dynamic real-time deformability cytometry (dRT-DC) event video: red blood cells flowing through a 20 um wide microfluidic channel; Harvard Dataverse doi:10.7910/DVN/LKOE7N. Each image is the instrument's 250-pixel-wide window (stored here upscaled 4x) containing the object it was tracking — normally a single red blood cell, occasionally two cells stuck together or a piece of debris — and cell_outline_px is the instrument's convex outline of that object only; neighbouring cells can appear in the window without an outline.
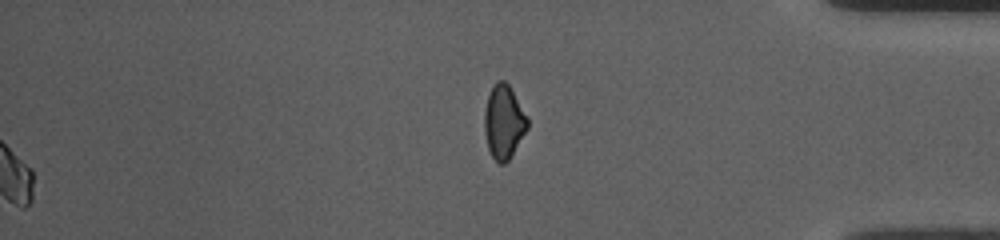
{"species": "common noctule bat (a hibernating species)", "species_latin": "Nyctalus noctula", "temperature_condition": "room temperature", "stored_images_in_passage": 48, "segment_of_instrument_passage": [2, 2], "camera_frame_rate_fps": 3000, "um_per_image_px": 0.085, "animal": {"sex": "female", "body_mass_g": 10.0, "forearm_length_mm": 53.1}, "frame": {"image": 1, "passage_image": 48, "time_ms": 15.667, "image_size_px": [1000, 240], "cell_outline_px": [[528, 128], [508, 160], [504, 164], [500, 164], [492, 156], [488, 148], [484, 132], [484, 112], [488, 96], [492, 84], [496, 80], [504, 80], [508, 84], [528, 116]], "centroid_in_image_um": [42.81, 10.33], "position_along_channel_um": 392.4, "area_um2": 18.5}}